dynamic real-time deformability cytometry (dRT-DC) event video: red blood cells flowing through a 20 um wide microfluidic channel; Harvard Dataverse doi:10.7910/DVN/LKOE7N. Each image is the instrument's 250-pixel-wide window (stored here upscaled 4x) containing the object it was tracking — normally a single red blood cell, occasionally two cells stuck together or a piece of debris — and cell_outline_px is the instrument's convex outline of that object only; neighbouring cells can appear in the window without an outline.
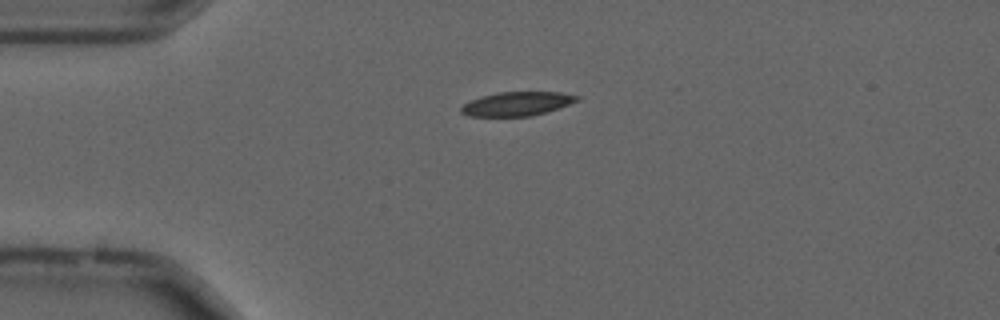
{"species": "common noctule bat (a hibernating species)", "species_latin": "Nyctalus noctula", "temperature_condition": "cold", "stored_images_in_passage": 43, "camera_frame_rate_fps": 3000, "um_per_image_px": 0.085, "animal": {"sex": "male", "forearm_length_mm": 52.5}, "frame": {"image": 1, "passage_image": 1, "time_ms": 0.0, "image_size_px": [1000, 320], "cell_outline_px": [[580, 100], [532, 116], [468, 116], [460, 112], [460, 108], [464, 104], [472, 100], [496, 92], [560, 92], [580, 96]], "centroid_in_image_um": [43.94, 8.82], "position_along_channel_um": 41.1, "area_um2": 15.95}}
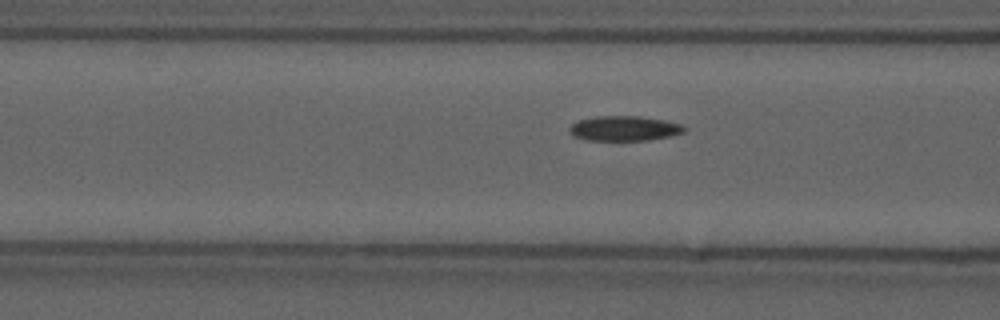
{"frame": {"image": 2, "passage_image": 9, "time_ms": 2.667, "image_size_px": [1000, 320], "cell_outline_px": [[688, 128], [684, 132], [668, 136], [648, 140], [584, 140], [572, 136], [568, 128], [572, 124], [580, 120], [596, 116], [640, 116], [664, 120], [680, 124]], "centroid_in_image_um": [53.04, 10.91], "position_along_channel_um": 113.6, "area_um2": 16.65}}
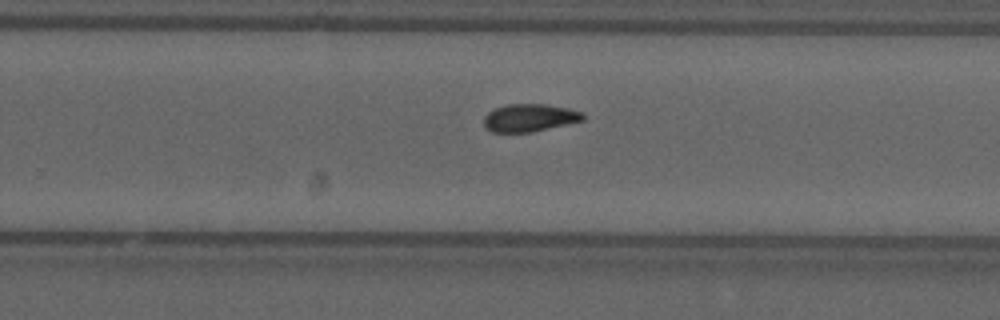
{"frame": {"image": 3, "passage_image": 23, "time_ms": 7.333, "image_size_px": [1000, 320], "cell_outline_px": [[584, 120], [532, 132], [492, 132], [484, 124], [484, 116], [488, 112], [496, 108], [508, 104], [544, 104], [568, 108], [584, 112]], "centroid_in_image_um": [45.03, 10.01], "position_along_channel_um": 284.8, "area_um2": 15.9}}